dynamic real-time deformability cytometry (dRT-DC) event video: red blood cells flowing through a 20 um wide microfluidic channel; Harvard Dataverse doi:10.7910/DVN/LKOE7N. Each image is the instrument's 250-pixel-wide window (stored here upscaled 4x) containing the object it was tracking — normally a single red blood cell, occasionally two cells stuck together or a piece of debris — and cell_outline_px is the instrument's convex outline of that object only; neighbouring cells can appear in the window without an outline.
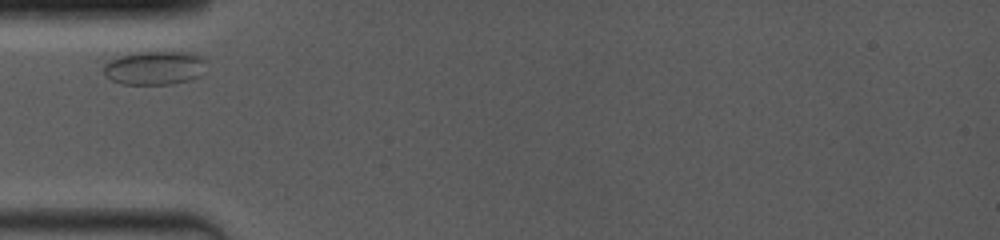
{"species": "common noctule bat (a hibernating species)", "species_latin": "Nyctalus noctula", "temperature_condition": "room temperature", "stored_images_in_passage": 9, "camera_frame_rate_fps": 4000, "um_per_image_px": 0.085, "animal": {"sex": "female", "body_mass_g": 19.0, "forearm_length_mm": 53.3}, "frame": {"image": 1, "passage_image": 1, "time_ms": 0.0, "image_size_px": [1000, 240], "cell_outline_px": [[204, 72], [200, 76], [188, 80], [172, 84], [124, 84], [112, 80], [104, 72], [104, 64], [108, 60], [120, 56], [136, 52], [196, 52], [204, 56]], "centroid_in_image_um": [13.19, 5.75], "position_along_channel_um": 71.8, "area_um2": 20.29}}
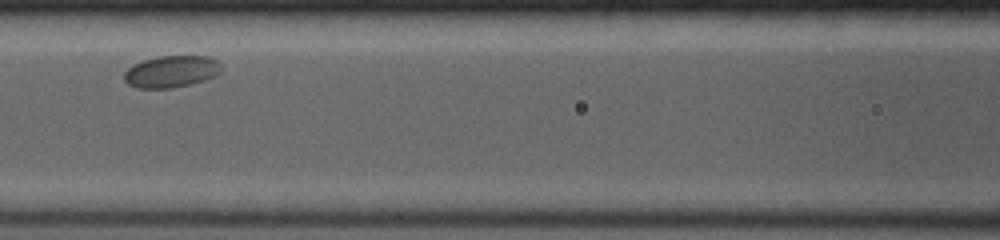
{"frame": {"image": 2, "passage_image": 6, "time_ms": 2.25, "image_size_px": [1000, 240], "cell_outline_px": [[224, 72], [216, 76], [204, 80], [172, 88], [136, 88], [128, 84], [124, 80], [124, 72], [132, 64], [156, 56], [208, 56], [224, 64]], "centroid_in_image_um": [14.61, 6.07], "position_along_channel_um": 152.0, "area_um2": 18.38}}
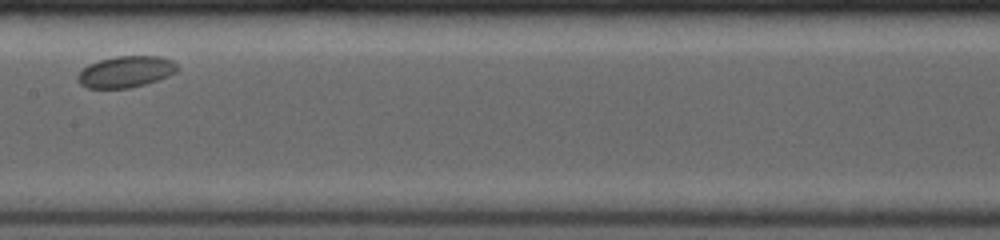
{"frame": {"image": 3, "passage_image": 9, "time_ms": 3.5, "image_size_px": [1000, 240], "cell_outline_px": [[180, 68], [176, 72], [168, 76], [144, 84], [128, 88], [88, 88], [80, 84], [76, 80], [76, 76], [88, 64], [100, 60], [116, 56], [160, 56], [172, 60]], "centroid_in_image_um": [10.69, 6.09], "position_along_channel_um": 196.7, "area_um2": 18.21}}